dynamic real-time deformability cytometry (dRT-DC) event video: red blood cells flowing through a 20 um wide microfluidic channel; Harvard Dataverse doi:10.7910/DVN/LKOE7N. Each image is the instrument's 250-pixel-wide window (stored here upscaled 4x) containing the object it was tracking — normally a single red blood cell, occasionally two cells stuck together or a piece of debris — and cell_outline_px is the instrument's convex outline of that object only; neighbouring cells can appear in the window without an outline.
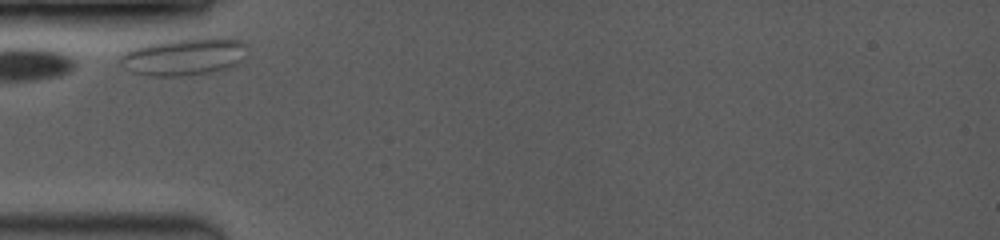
{"species": "common noctule bat (a hibernating species)", "species_latin": "Nyctalus noctula", "temperature_condition": "room temperature", "stored_images_in_passage": 18, "camera_frame_rate_fps": 3500, "um_per_image_px": 0.085, "animal": {"sex": "female", "body_mass_g": 19.0, "forearm_length_mm": 53.3}, "frame": {"image": 1, "passage_image": 1, "time_ms": 0.0, "image_size_px": [1000, 240], "cell_outline_px": [[248, 44], [240, 60], [236, 64], [220, 72], [184, 76], [152, 76], [132, 72], [124, 68], [120, 64], [120, 56], [128, 48], [140, 44], [164, 40], [200, 36], [228, 36], [240, 40]], "centroid_in_image_um": [15.64, 4.77], "position_along_channel_um": 69.4, "area_um2": 28.96}}
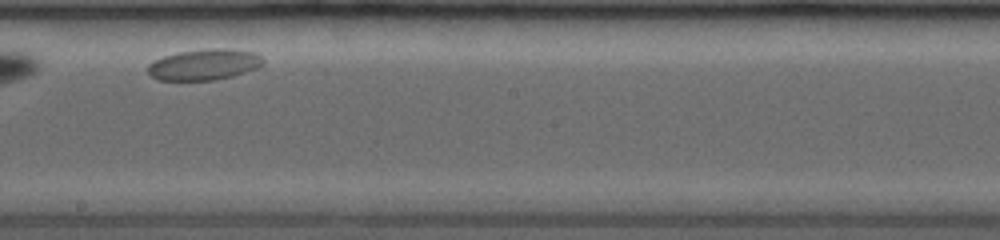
{"frame": {"image": 2, "passage_image": 11, "time_ms": 5.143, "image_size_px": [1000, 240], "cell_outline_px": [[264, 64], [256, 68], [232, 76], [212, 80], [156, 80], [148, 72], [148, 64], [164, 56], [180, 52], [208, 48], [228, 48], [252, 52], [260, 56], [264, 60]], "centroid_in_image_um": [17.36, 5.48], "position_along_channel_um": 230.8, "area_um2": 20.63}}
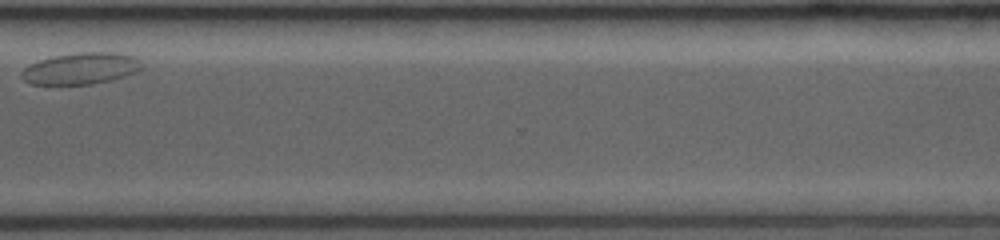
{"frame": {"image": 3, "passage_image": 17, "time_ms": 9.143, "image_size_px": [1000, 240], "cell_outline_px": [[140, 68], [136, 72], [124, 76], [92, 84], [32, 84], [24, 80], [20, 76], [20, 72], [28, 64], [52, 56], [80, 52], [120, 52], [132, 56], [140, 64]], "centroid_in_image_um": [6.81, 5.81], "position_along_channel_um": 363.8, "area_um2": 21.91}}